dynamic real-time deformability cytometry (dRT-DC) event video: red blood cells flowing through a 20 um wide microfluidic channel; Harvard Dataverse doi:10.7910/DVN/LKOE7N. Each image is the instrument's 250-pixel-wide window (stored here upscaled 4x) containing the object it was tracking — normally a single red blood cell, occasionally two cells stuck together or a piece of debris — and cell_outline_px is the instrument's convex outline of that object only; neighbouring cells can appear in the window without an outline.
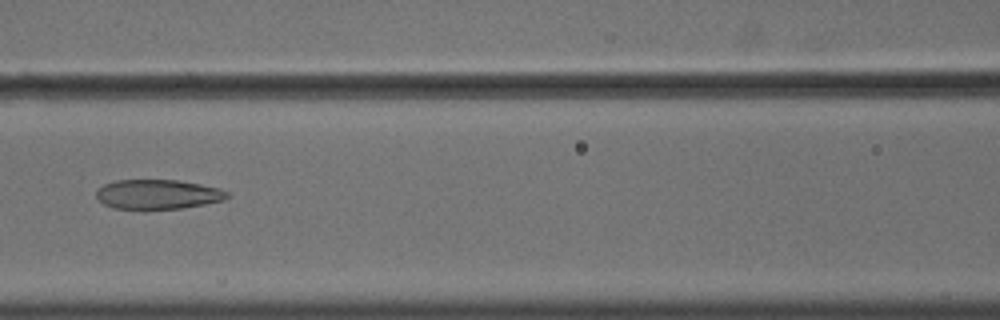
{"species": "common noctule bat (a hibernating species)", "species_latin": "Nyctalus noctula", "temperature_condition": "cold", "stored_images_in_passage": 56, "camera_frame_rate_fps": 3000, "um_per_image_px": 0.085, "animal": {"sex": "male", "body_mass_g": 18.8}, "frame": {"image": 1, "passage_image": 26, "time_ms": 8.333, "image_size_px": [1000, 320], "cell_outline_px": [[228, 196], [224, 200], [204, 204], [180, 208], [112, 208], [104, 204], [96, 196], [96, 188], [104, 184], [116, 180], [176, 180], [200, 184], [220, 188], [228, 192]], "centroid_in_image_um": [13.39, 16.5], "position_along_channel_um": 153.2, "area_um2": 22.31}}
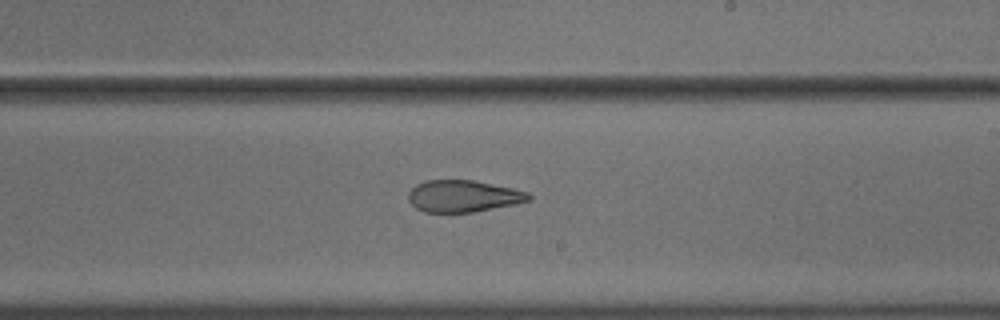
{"frame": {"image": 2, "passage_image": 34, "time_ms": 11.0, "image_size_px": [1000, 320], "cell_outline_px": [[532, 200], [472, 212], [424, 212], [416, 208], [408, 200], [408, 192], [416, 184], [424, 180], [472, 180], [512, 188], [528, 192], [532, 196]], "centroid_in_image_um": [39.34, 16.66], "position_along_channel_um": 249.7, "area_um2": 22.2}}
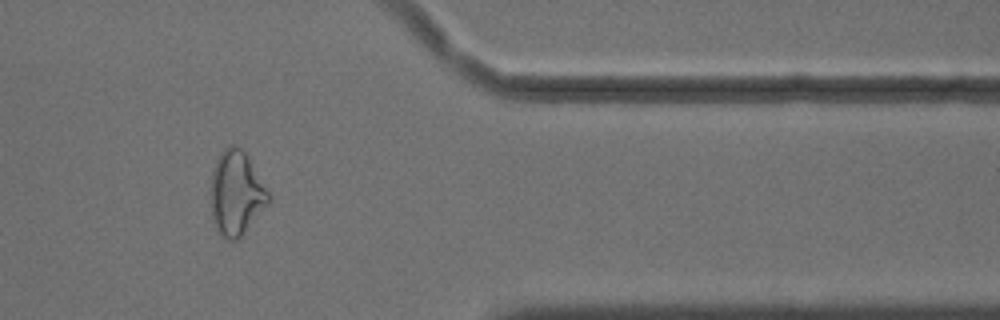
{"frame": {"image": 3, "passage_image": 47, "time_ms": 15.333, "image_size_px": [1000, 320], "cell_outline_px": [[268, 204], [244, 232], [236, 240], [228, 240], [220, 236], [212, 220], [208, 200], [212, 168], [220, 152], [224, 148], [232, 144], [240, 148], [248, 156], [268, 192]], "centroid_in_image_um": [20.0, 16.42], "position_along_channel_um": 391.4, "area_um2": 28.61}, "authors_computed_cell_mechanics": {"area_um2": 27.3683, "velocity_mm_per_s": 3.6179, "shape_relaxation_time_tau1_ms": null, "shape_relaxation_time_tau2_ms": 2.0626, "deformation_change_tau1": null, "deformation_change_tau2": 0.0982}}